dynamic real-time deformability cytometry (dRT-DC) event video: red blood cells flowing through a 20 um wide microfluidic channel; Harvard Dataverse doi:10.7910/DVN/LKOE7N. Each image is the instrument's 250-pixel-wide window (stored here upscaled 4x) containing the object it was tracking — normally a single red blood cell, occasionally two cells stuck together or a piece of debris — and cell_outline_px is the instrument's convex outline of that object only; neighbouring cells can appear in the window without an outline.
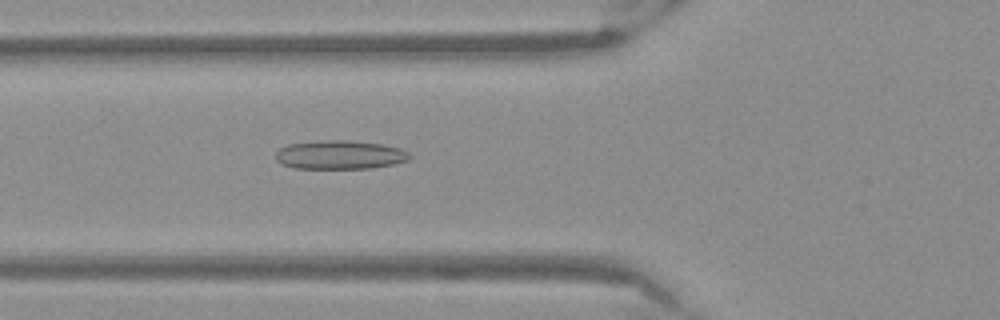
{"species": "Egyptian fruit bat (a non-hibernating species)", "species_latin": "Rousettus aegyptiacus", "temperature_condition": "warm", "stored_images_in_passage": 53, "camera_frame_rate_fps": 3000, "um_per_image_px": 0.085, "frame": {"image": 1, "passage_image": 20, "time_ms": 6.333, "image_size_px": [1000, 320], "cell_outline_px": [[412, 156], [408, 160], [392, 164], [372, 168], [292, 168], [276, 160], [276, 152], [280, 148], [288, 144], [324, 140], [348, 140], [384, 144], [400, 148], [408, 152]], "centroid_in_image_um": [28.9, 13.15], "position_along_channel_um": 96.9, "area_um2": 22.43}}
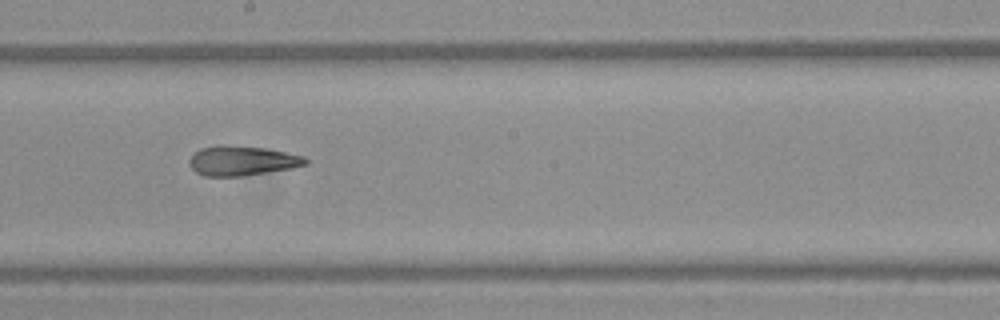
{"frame": {"image": 2, "passage_image": 30, "time_ms": 9.667, "image_size_px": [1000, 320], "cell_outline_px": [[308, 164], [292, 168], [244, 176], [204, 176], [196, 172], [188, 164], [188, 160], [200, 148], [216, 144], [224, 144], [264, 148], [304, 156], [308, 160]], "centroid_in_image_um": [20.55, 13.66], "position_along_channel_um": 227.6, "area_um2": 20.23}}
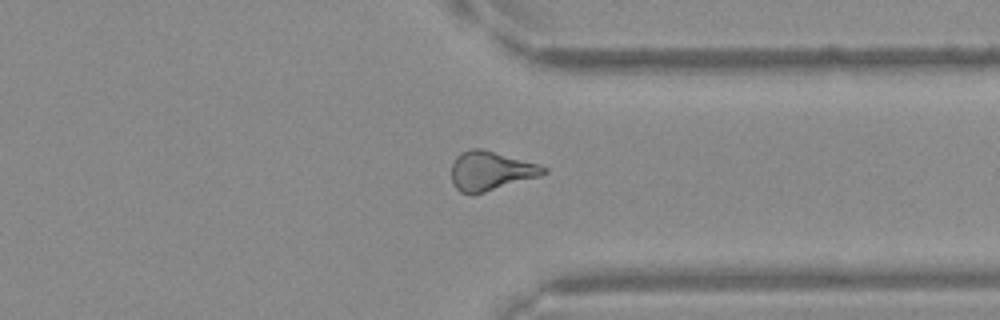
{"frame": {"image": 3, "passage_image": 41, "time_ms": 13.333, "image_size_px": [1000, 320], "cell_outline_px": [[548, 172], [540, 176], [472, 196], [460, 192], [456, 188], [452, 180], [452, 164], [456, 156], [460, 152], [472, 148], [484, 148], [536, 164], [548, 168]], "centroid_in_image_um": [41.68, 14.53], "position_along_channel_um": 369.7, "area_um2": 21.15}}